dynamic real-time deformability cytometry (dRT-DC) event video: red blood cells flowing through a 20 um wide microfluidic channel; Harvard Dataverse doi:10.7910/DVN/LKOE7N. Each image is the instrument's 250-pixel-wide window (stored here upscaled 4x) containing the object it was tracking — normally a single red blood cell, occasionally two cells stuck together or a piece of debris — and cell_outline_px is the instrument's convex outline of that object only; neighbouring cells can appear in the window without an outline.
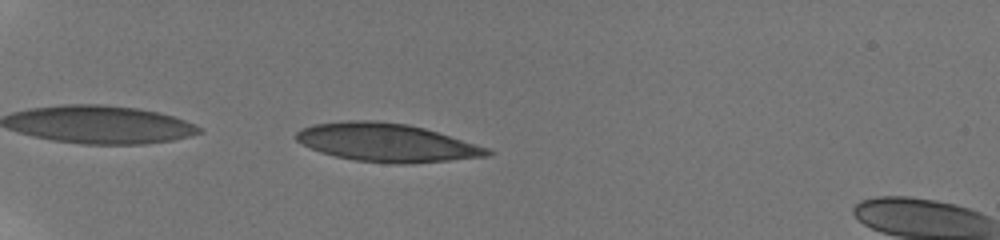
{"species": "human", "species_latin": "Homo sapiens", "temperature_condition": "room temperature", "stored_images_in_passage": 40, "camera_frame_rate_fps": 3000, "um_per_image_px": 0.085, "donor": {"sex": "male"}, "frame": {"image": 1, "passage_image": 2, "time_ms": 0.333, "image_size_px": [1000, 240], "cell_outline_px": [[496, 152], [492, 156], [412, 164], [396, 164], [356, 160], [336, 156], [320, 152], [296, 140], [292, 136], [300, 128], [312, 124], [348, 120], [372, 120], [408, 124], [424, 128], [488, 148]], "centroid_in_image_um": [32.87, 12.12], "position_along_channel_um": 52.1, "area_um2": 42.77}}
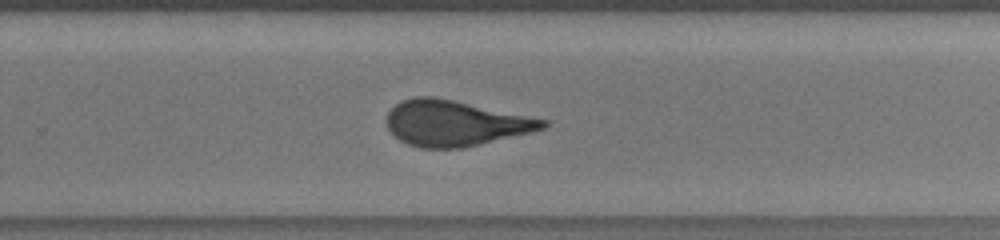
{"frame": {"image": 2, "passage_image": 24, "time_ms": 7.667, "image_size_px": [1000, 240], "cell_outline_px": [[548, 124], [544, 128], [532, 132], [460, 148], [420, 148], [408, 144], [400, 140], [388, 128], [388, 112], [400, 100], [416, 96], [432, 96], [452, 100], [548, 120]], "centroid_in_image_um": [38.66, 10.47], "position_along_channel_um": 291.1, "area_um2": 40.92}}
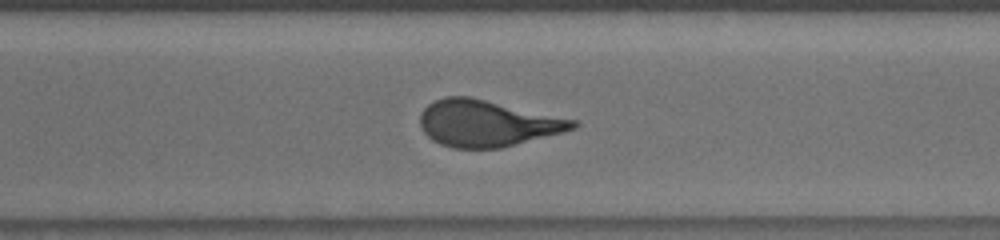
{"frame": {"image": 3, "passage_image": 27, "time_ms": 8.667, "image_size_px": [1000, 240], "cell_outline_px": [[580, 124], [576, 128], [564, 132], [500, 148], [452, 148], [440, 144], [432, 140], [424, 132], [420, 124], [420, 112], [428, 104], [444, 96], [468, 96], [576, 120]], "centroid_in_image_um": [41.39, 10.48], "position_along_channel_um": 329.2, "area_um2": 41.15}, "authors_computed_cell_mechanics": {"area_um2": 41.9339, "velocity_mm_per_s": 3.8089, "shape_relaxation_time_tau1_ms": null, "shape_relaxation_time_tau2_ms": 0.9348, "deformation_change_tau1": null, "deformation_change_tau2": 0.0705}}